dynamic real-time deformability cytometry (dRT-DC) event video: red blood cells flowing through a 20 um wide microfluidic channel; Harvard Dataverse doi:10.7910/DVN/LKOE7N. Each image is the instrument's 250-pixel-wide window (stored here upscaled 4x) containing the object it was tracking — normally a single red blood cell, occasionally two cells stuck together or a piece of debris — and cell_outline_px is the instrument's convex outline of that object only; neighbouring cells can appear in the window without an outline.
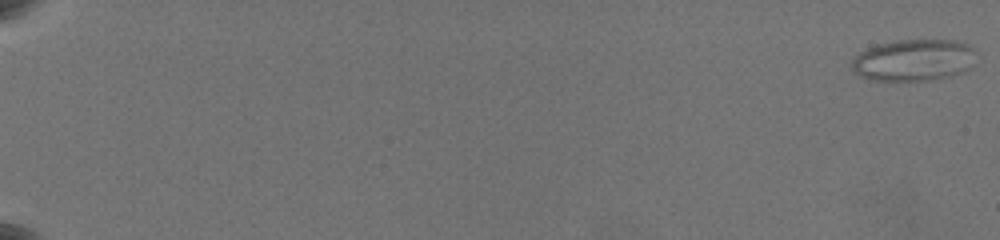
{"species": "common noctule bat (a hibernating species)", "species_latin": "Nyctalus noctula", "temperature_condition": "warm", "stored_images_in_passage": 40, "camera_frame_rate_fps": 3000, "um_per_image_px": 0.085, "animal": {"sex": "female", "body_mass_g": 19.5, "forearm_length_mm": 54.1}, "frame": {"image": 1, "passage_image": 1, "time_ms": 0.0, "image_size_px": [1000, 240], "cell_outline_px": [[976, 52], [968, 68], [960, 72], [948, 76], [932, 80], [872, 80], [860, 76], [852, 68], [852, 60], [860, 52], [876, 44], [896, 40], [956, 40], [968, 44], [976, 48]], "centroid_in_image_um": [77.66, 5.09], "position_along_channel_um": 7.3, "area_um2": 30.06}}
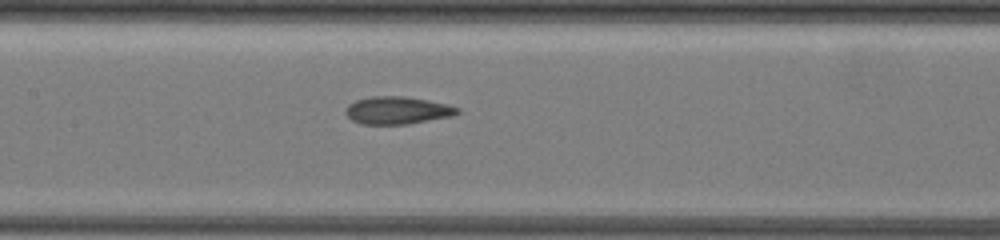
{"frame": {"image": 2, "passage_image": 23, "time_ms": 11.333, "image_size_px": [1000, 240], "cell_outline_px": [[460, 112], [452, 116], [408, 124], [360, 124], [352, 120], [344, 112], [344, 108], [348, 104], [356, 100], [372, 96], [404, 96], [428, 100], [448, 104], [460, 108]], "centroid_in_image_um": [33.76, 9.38], "position_along_channel_um": 173.6, "area_um2": 18.09}}
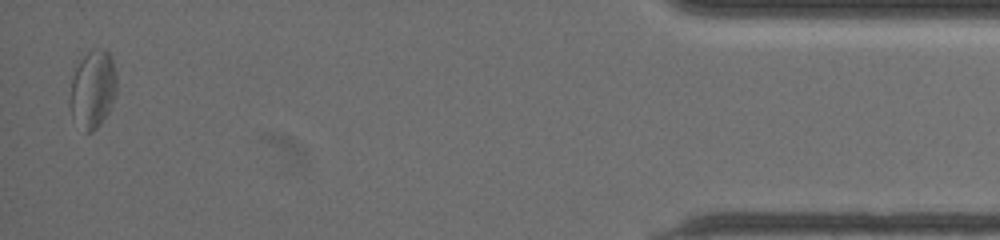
{"frame": {"image": 3, "passage_image": 40, "time_ms": 20.333, "image_size_px": [1000, 240], "cell_outline_px": [[116, 92], [108, 112], [100, 124], [92, 132], [84, 132], [72, 120], [68, 100], [72, 76], [80, 60], [88, 52], [96, 48], [108, 52], [112, 60], [116, 72]], "centroid_in_image_um": [7.85, 7.63], "position_along_channel_um": 427.4, "area_um2": 21.39}, "authors_computed_cell_mechanics": {"area_um2": 19.6231, "velocity_mm_per_s": 3.5802, "shape_relaxation_time_tau1_ms": 7.1453, "shape_relaxation_time_tau2_ms": 2.0094, "deformation_change_tau1": 0.1778, "deformation_change_tau2": 0.0958}}